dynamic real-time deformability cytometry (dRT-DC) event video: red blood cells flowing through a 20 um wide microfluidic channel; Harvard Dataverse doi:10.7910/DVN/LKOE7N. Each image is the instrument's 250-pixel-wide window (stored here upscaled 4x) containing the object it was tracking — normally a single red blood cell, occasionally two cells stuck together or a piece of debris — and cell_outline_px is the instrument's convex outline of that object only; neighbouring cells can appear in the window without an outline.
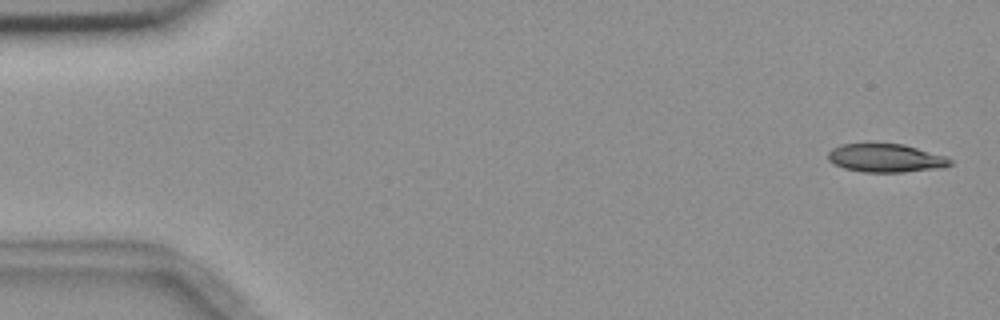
{"species": "common noctule bat (a hibernating species)", "species_latin": "Nyctalus noctula", "temperature_condition": "room temperature", "stored_images_in_passage": 3, "segment_of_instrument_passage": [2, 2], "camera_frame_rate_fps": 3000, "um_per_image_px": 0.085, "animal": {"sex": "female", "body_mass_g": 18.4}, "frame": {"image": 1, "passage_image": 3, "time_ms": 3.667, "image_size_px": [1000, 320], "cell_outline_px": [[952, 164], [944, 168], [904, 172], [864, 172], [844, 168], [832, 164], [828, 160], [828, 152], [832, 148], [840, 144], [904, 144], [944, 156], [952, 160]], "centroid_in_image_um": [75.28, 13.44], "position_along_channel_um": 9.7, "area_um2": 20.23}}